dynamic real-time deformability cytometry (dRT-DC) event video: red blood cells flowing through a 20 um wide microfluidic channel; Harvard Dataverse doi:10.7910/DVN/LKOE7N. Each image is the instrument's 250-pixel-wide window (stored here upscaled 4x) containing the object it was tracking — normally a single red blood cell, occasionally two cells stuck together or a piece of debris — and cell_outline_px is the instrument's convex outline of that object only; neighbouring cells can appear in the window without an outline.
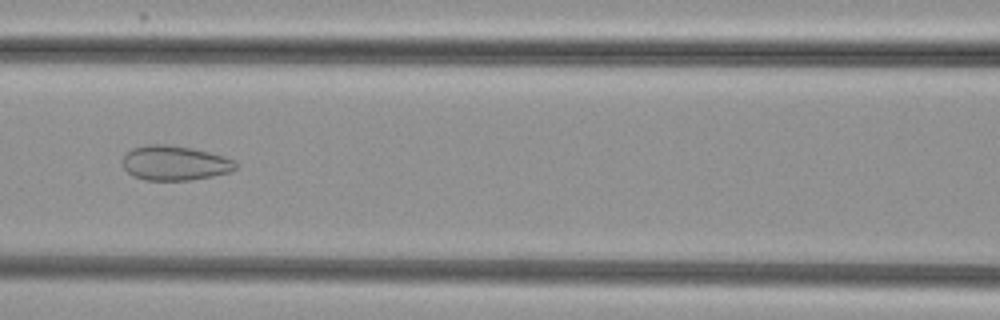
{"species": "common noctule bat (a hibernating species)", "species_latin": "Nyctalus noctula", "temperature_condition": "cold", "stored_images_in_passage": 39, "camera_frame_rate_fps": 3000, "um_per_image_px": 0.085, "animal": {"sex": "female", "body_mass_g": 29.2, "forearm_length_mm": 56.3}, "frame": {"image": 1, "passage_image": 10, "time_ms": 3.0, "image_size_px": [1000, 320], "cell_outline_px": [[236, 168], [228, 172], [212, 176], [188, 180], [144, 180], [132, 176], [124, 168], [120, 160], [132, 148], [148, 144], [164, 144], [192, 148], [224, 156], [236, 160]], "centroid_in_image_um": [14.82, 13.85], "position_along_channel_um": 151.8, "area_um2": 22.89}}
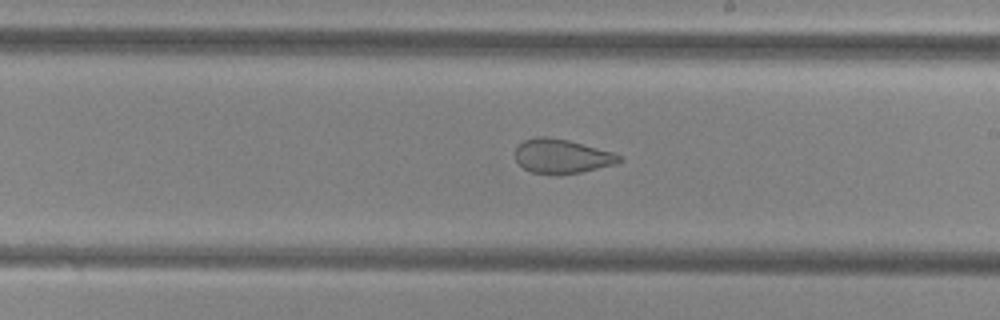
{"frame": {"image": 2, "passage_image": 17, "time_ms": 5.333, "image_size_px": [1000, 320], "cell_outline_px": [[624, 160], [616, 164], [580, 172], [560, 176], [532, 172], [524, 168], [516, 160], [516, 148], [524, 140], [536, 136], [548, 136], [568, 140], [612, 152], [620, 156]], "centroid_in_image_um": [47.75, 13.29], "position_along_channel_um": 241.2, "area_um2": 20.81}}
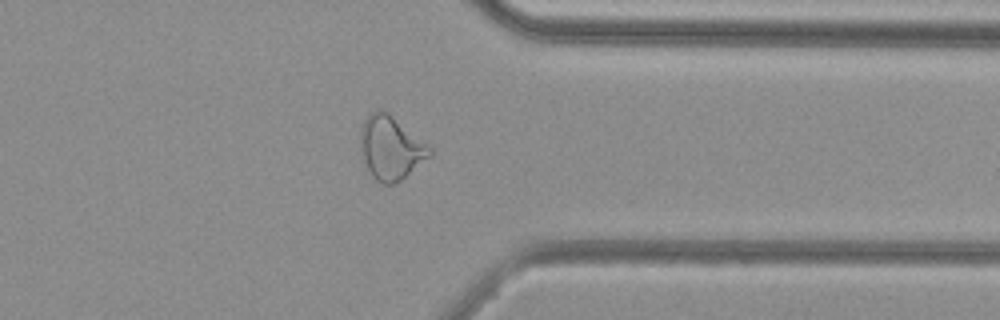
{"frame": {"image": 3, "passage_image": 28, "time_ms": 9.0, "image_size_px": [1000, 320], "cell_outline_px": [[432, 156], [400, 180], [392, 184], [384, 184], [376, 180], [372, 176], [360, 152], [360, 128], [364, 120], [372, 112], [380, 108], [388, 112], [428, 144], [432, 148]], "centroid_in_image_um": [33.22, 12.55], "position_along_channel_um": 378.2, "area_um2": 25.66}, "authors_computed_cell_mechanics": {"area_um2": 24.0448, "velocity_mm_per_s": 3.845, "shape_relaxation_time_tau1_ms": null, "shape_relaxation_time_tau2_ms": 1.4002, "deformation_change_tau1": null, "deformation_change_tau2": 0.0737}}